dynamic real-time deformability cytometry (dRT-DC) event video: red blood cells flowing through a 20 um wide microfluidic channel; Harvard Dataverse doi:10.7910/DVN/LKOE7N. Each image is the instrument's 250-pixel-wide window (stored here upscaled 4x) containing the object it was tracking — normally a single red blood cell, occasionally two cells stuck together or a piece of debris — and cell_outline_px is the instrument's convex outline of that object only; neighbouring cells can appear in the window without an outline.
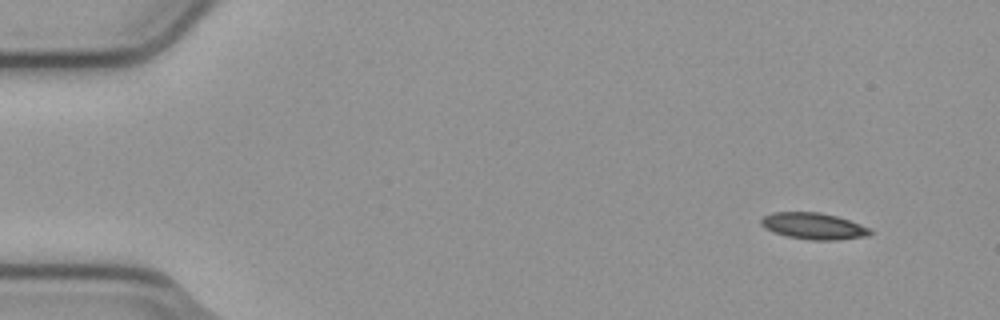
{"species": "common noctule bat (a hibernating species)", "species_latin": "Nyctalus noctula", "temperature_condition": "cold", "stored_images_in_passage": 4, "camera_frame_rate_fps": 3000, "um_per_image_px": 0.085, "animal": {"sex": "male", "body_mass_g": 23.1, "forearm_length_mm": 52.7}, "frame": {"image": 1, "passage_image": 1, "time_ms": 0.0, "image_size_px": [1000, 320], "cell_outline_px": [[872, 232], [868, 236], [836, 240], [812, 240], [788, 236], [764, 228], [760, 224], [760, 220], [764, 216], [772, 212], [820, 212], [836, 216], [872, 228]], "centroid_in_image_um": [69.17, 19.21], "position_along_channel_um": 15.8, "area_um2": 16.76}}
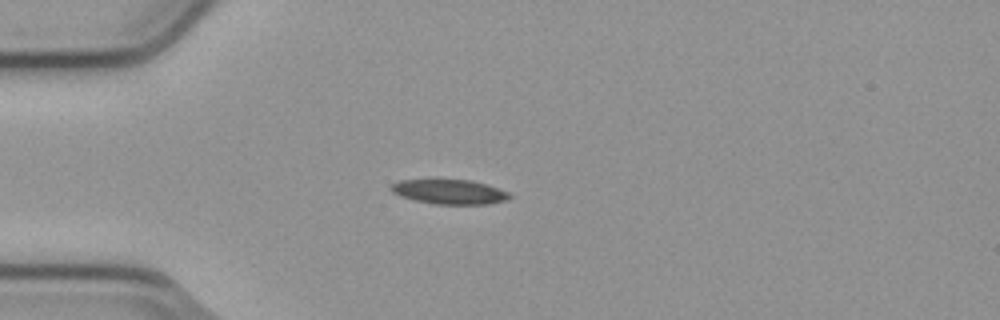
{"frame": {"image": 2, "passage_image": 4, "time_ms": 1.0, "image_size_px": [1000, 320], "cell_outline_px": [[512, 196], [508, 200], [492, 204], [432, 204], [400, 196], [392, 192], [388, 188], [392, 184], [400, 180], [468, 180], [484, 184], [508, 192]], "centroid_in_image_um": [38.19, 16.32], "position_along_channel_um": 46.8, "area_um2": 16.88}}